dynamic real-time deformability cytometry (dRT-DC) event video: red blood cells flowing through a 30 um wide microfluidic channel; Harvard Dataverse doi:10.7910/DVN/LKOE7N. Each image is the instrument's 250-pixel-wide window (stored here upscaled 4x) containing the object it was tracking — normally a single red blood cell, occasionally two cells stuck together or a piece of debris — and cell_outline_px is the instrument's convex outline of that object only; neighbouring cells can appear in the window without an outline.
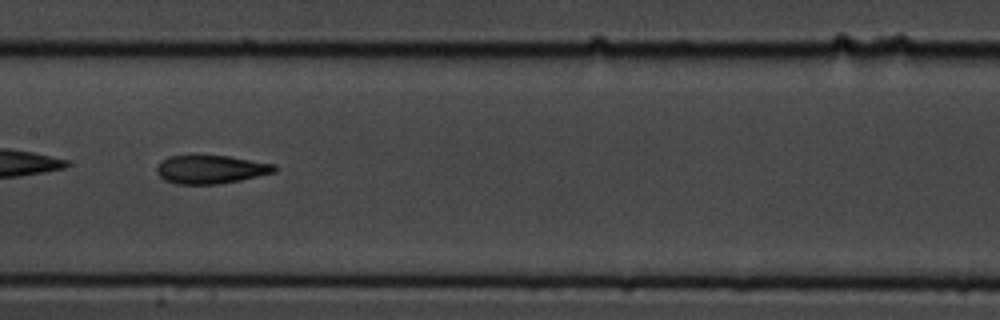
{"species": "common noctule bat (a hibernating species)", "species_latin": "Nyctalus noctula", "temperature_condition": "cold", "stored_images_in_passage": 38, "camera_frame_rate_fps": 3000, "um_per_image_px": 0.085, "animal": {"sex": "male", "body_mass_g": 19.5, "forearm_length_mm": 54.6}, "frame": {"image": 1, "passage_image": 12, "time_ms": 3.667, "image_size_px": [1000, 320], "cell_outline_px": [[276, 172], [240, 180], [216, 184], [176, 184], [164, 180], [156, 172], [156, 164], [160, 160], [168, 156], [196, 152], [228, 156], [276, 164]], "centroid_in_image_um": [17.84, 14.34], "position_along_channel_um": 189.6, "area_um2": 20.4}}
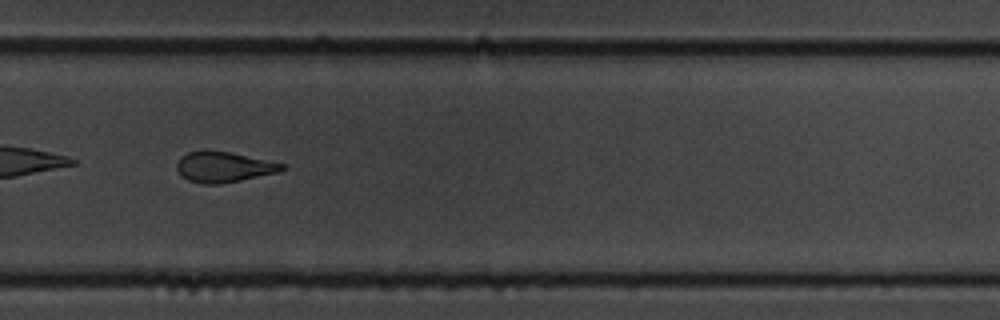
{"frame": {"image": 2, "passage_image": 22, "time_ms": 7.0, "image_size_px": [1000, 320], "cell_outline_px": [[288, 168], [280, 172], [220, 184], [204, 184], [188, 180], [176, 168], [176, 164], [180, 156], [188, 152], [228, 152], [288, 164]], "centroid_in_image_um": [19.09, 14.21], "position_along_channel_um": 310.7, "area_um2": 18.44}, "authors_computed_cell_mechanics": {"area_um2": 19.8254, "velocity_mm_per_s": 3.6509, "shape_relaxation_time_tau1_ms": 3.8334, "shape_relaxation_time_tau2_ms": 2.3436, "deformation_change_tau1": 0.1525, "deformation_change_tau2": 0.1091}}